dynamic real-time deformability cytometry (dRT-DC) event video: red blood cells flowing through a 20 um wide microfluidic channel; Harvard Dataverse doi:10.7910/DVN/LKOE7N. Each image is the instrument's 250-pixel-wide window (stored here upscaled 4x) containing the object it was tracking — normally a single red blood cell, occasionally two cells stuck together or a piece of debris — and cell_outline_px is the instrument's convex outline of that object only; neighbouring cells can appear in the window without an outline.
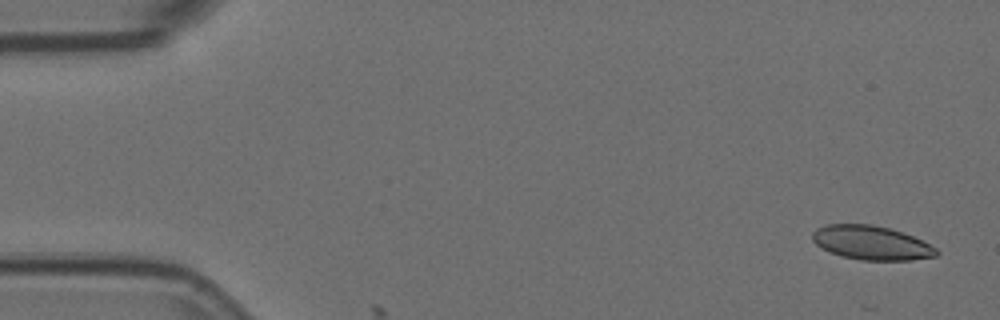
{"species": "Egyptian fruit bat (a non-hibernating species)", "species_latin": "Rousettus aegyptiacus", "temperature_condition": "room temperature", "stored_images_in_passage": 2, "camera_frame_rate_fps": 3000, "um_per_image_px": 0.085, "animal": {"sex": "female"}, "frame": {"image": 1, "passage_image": 1, "time_ms": 0.0, "image_size_px": [1000, 320], "cell_outline_px": [[940, 252], [936, 256], [912, 260], [860, 260], [828, 252], [816, 244], [812, 240], [812, 232], [816, 228], [828, 224], [872, 224], [904, 232], [936, 248]], "centroid_in_image_um": [74.05, 20.63], "position_along_channel_um": 11.0, "area_um2": 24.57}}